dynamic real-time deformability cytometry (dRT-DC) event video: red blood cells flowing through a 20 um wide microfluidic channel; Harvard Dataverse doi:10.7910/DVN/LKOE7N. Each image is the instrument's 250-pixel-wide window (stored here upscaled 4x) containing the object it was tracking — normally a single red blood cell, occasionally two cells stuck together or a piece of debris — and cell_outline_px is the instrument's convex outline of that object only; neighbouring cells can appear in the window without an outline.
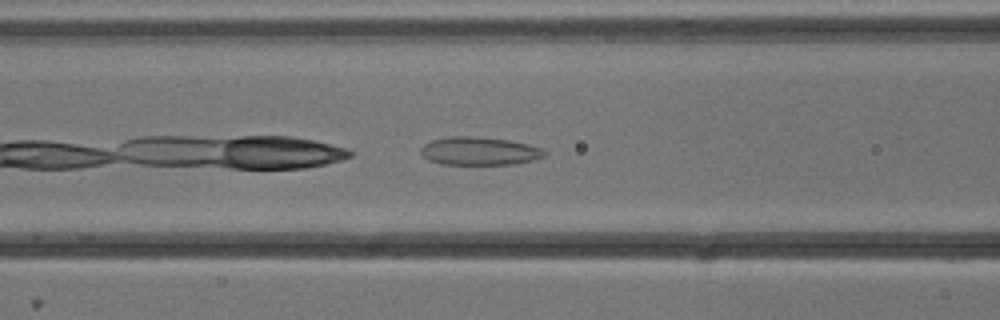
{"species": "common noctule bat (a hibernating species)", "species_latin": "Nyctalus noctula", "temperature_condition": "cold", "stored_images_in_passage": 31, "camera_frame_rate_fps": 3000, "um_per_image_px": 0.085, "animal": {"sex": "male", "body_mass_g": 13.3}, "frame": {"image": 1, "passage_image": 6, "time_ms": 1.667, "image_size_px": [1000, 320], "cell_outline_px": [[548, 152], [544, 156], [532, 160], [516, 164], [440, 164], [428, 160], [420, 152], [420, 148], [424, 144], [432, 140], [448, 136], [472, 136], [508, 140], [528, 144], [540, 148]], "centroid_in_image_um": [40.72, 12.84], "position_along_channel_um": 125.9, "area_um2": 20.29}}
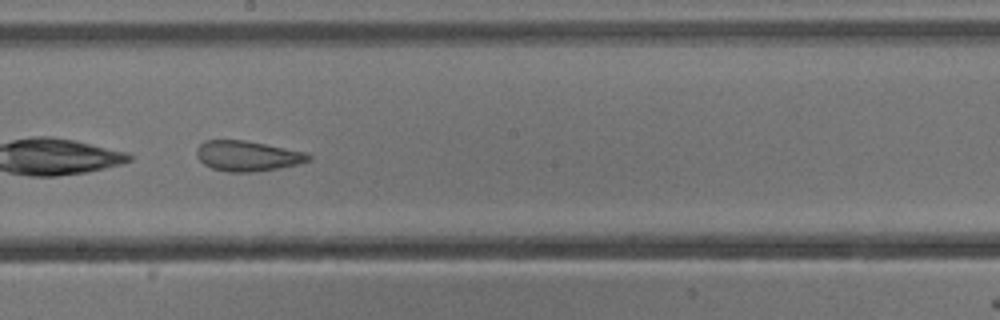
{"frame": {"image": 2, "passage_image": 14, "time_ms": 4.333, "image_size_px": [1000, 320], "cell_outline_px": [[312, 160], [280, 168], [252, 172], [228, 172], [212, 168], [204, 164], [196, 156], [196, 148], [204, 140], [244, 140], [308, 152], [312, 156]], "centroid_in_image_um": [21.04, 13.25], "position_along_channel_um": 227.2, "area_um2": 19.88}}
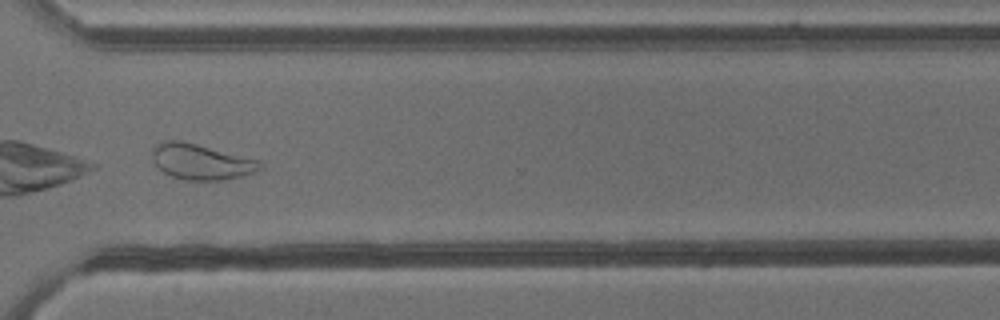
{"frame": {"image": 3, "passage_image": 24, "time_ms": 7.667, "image_size_px": [1000, 320], "cell_outline_px": [[264, 168], [244, 176], [220, 180], [184, 180], [172, 176], [164, 172], [152, 160], [152, 148], [156, 144], [168, 140], [180, 140], [260, 160], [264, 164]], "centroid_in_image_um": [17.12, 13.75], "position_along_channel_um": 353.5, "area_um2": 22.37}, "authors_computed_cell_mechanics": {"area_um2": 20.2878, "velocity_mm_per_s": 3.7983, "shape_relaxation_time_tau1_ms": null, "shape_relaxation_time_tau2_ms": 1.6808, "deformation_change_tau1": null, "deformation_change_tau2": 0.0983}}